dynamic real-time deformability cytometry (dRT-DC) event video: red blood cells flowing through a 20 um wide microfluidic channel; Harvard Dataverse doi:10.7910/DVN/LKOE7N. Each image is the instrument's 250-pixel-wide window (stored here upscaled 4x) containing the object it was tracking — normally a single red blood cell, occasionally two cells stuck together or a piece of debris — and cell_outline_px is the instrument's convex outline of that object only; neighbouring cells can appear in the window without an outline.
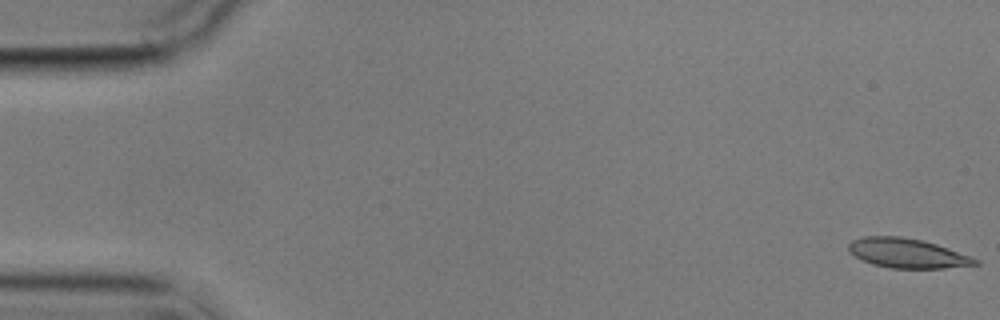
{"species": "common noctule bat (a hibernating species)", "species_latin": "Nyctalus noctula", "temperature_condition": "cold", "stored_images_in_passage": 5, "camera_frame_rate_fps": 3000, "um_per_image_px": 0.085, "animal": {"sex": "male", "body_mass_g": 17.9}, "frame": {"image": 1, "passage_image": 1, "time_ms": 0.0, "image_size_px": [1000, 320], "cell_outline_px": [[980, 264], [944, 268], [892, 268], [872, 264], [860, 260], [848, 248], [848, 244], [852, 240], [864, 236], [900, 236], [920, 240], [936, 244], [948, 248], [980, 260]], "centroid_in_image_um": [77.11, 21.52], "position_along_channel_um": 7.9, "area_um2": 21.62}}
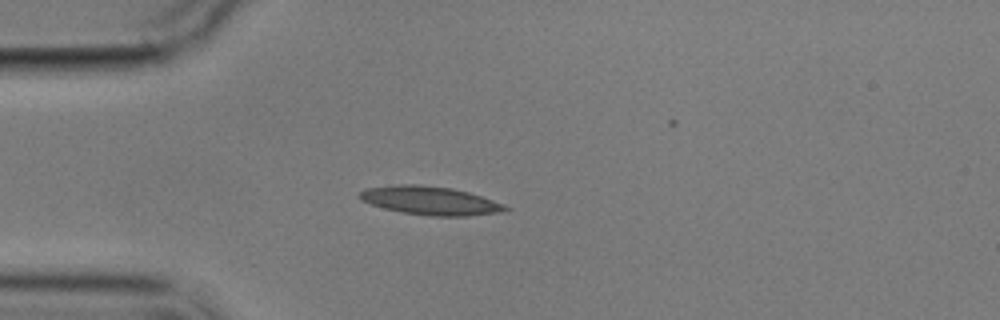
{"frame": {"image": 2, "passage_image": 4, "time_ms": 4.667, "image_size_px": [1000, 320], "cell_outline_px": [[512, 208], [504, 212], [468, 216], [432, 216], [400, 212], [384, 208], [372, 204], [356, 196], [364, 188], [396, 184], [420, 184], [452, 188], [468, 192], [504, 204]], "centroid_in_image_um": [36.58, 17.05], "position_along_channel_um": 48.4, "area_um2": 24.33}}